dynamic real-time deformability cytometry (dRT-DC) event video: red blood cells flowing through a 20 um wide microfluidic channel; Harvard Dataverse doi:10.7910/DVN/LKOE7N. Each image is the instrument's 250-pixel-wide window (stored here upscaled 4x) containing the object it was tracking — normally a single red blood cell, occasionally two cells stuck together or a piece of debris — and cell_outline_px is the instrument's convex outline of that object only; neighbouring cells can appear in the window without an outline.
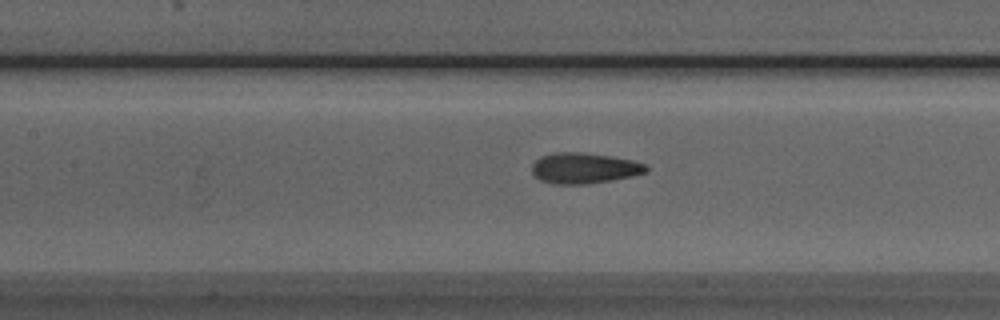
{"species": "Egyptian fruit bat (a non-hibernating species)", "species_latin": "Rousettus aegyptiacus", "temperature_condition": "room temperature", "stored_images_in_passage": 28, "camera_frame_rate_fps": 3000, "um_per_image_px": 0.085, "animal": {"sex": "male"}, "frame": {"image": 1, "passage_image": 10, "time_ms": 3.0, "image_size_px": [1000, 320], "cell_outline_px": [[648, 172], [632, 176], [612, 180], [584, 184], [552, 184], [540, 180], [532, 172], [532, 164], [540, 156], [556, 152], [584, 152], [612, 156], [632, 160], [644, 164], [648, 168]], "centroid_in_image_um": [49.65, 14.29], "position_along_channel_um": 157.8, "area_um2": 20.52}}
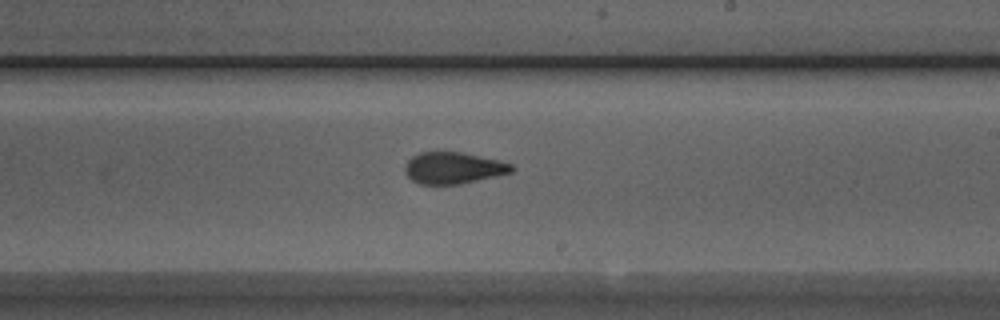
{"frame": {"image": 2, "passage_image": 17, "time_ms": 5.333, "image_size_px": [1000, 320], "cell_outline_px": [[516, 168], [512, 172], [496, 176], [460, 184], [420, 184], [412, 180], [404, 172], [404, 168], [408, 160], [412, 156], [420, 152], [464, 152], [500, 160], [512, 164]], "centroid_in_image_um": [38.55, 14.27], "position_along_channel_um": 250.4, "area_um2": 19.77}}
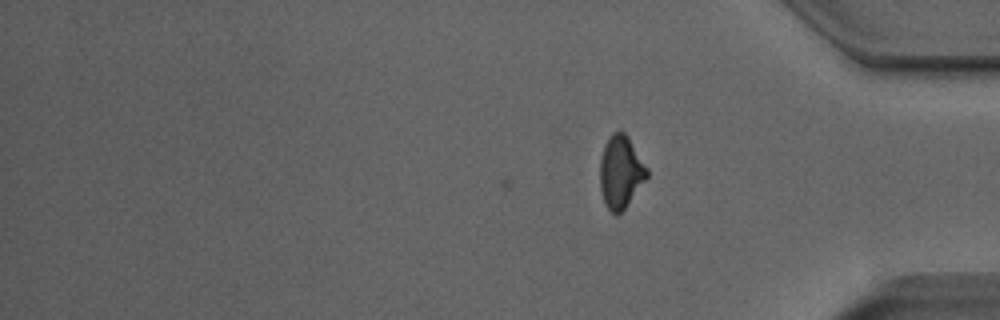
{"frame": {"image": 3, "passage_image": 28, "time_ms": 9.0, "image_size_px": [1000, 320], "cell_outline_px": [[648, 176], [624, 208], [616, 216], [604, 204], [600, 188], [600, 160], [604, 144], [612, 132], [624, 132], [628, 136], [648, 168]], "centroid_in_image_um": [52.74, 14.6], "position_along_channel_um": 382.5, "area_um2": 19.77}, "authors_computed_cell_mechanics": {"area_um2": 20.1144, "velocity_mm_per_s": 3.9885, "shape_relaxation_time_tau1_ms": 7.0703, "shape_relaxation_time_tau2_ms": 1.606, "deformation_change_tau1": 0.1776, "deformation_change_tau2": 0.088}}